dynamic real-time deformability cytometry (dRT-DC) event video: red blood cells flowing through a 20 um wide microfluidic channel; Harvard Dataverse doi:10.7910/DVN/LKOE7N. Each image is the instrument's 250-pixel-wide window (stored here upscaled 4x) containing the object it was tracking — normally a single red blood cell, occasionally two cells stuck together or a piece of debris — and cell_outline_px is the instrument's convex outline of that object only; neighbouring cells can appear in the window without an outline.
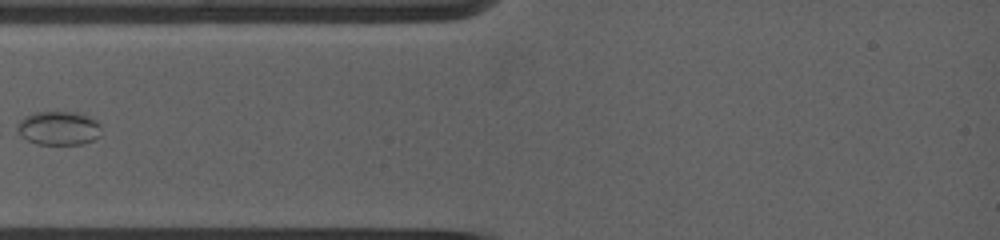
{"species": "common noctule bat (a hibernating species)", "species_latin": "Nyctalus noctula", "temperature_condition": "warm", "stored_images_in_passage": 35, "camera_frame_rate_fps": 5000, "um_per_image_px": 0.085, "animal": {"sex": "female", "body_mass_g": 19.0, "forearm_length_mm": 53.3}, "frame": {"image": 1, "passage_image": 1, "time_ms": 0.0, "image_size_px": [1000, 240], "cell_outline_px": [[100, 136], [92, 140], [80, 144], [36, 144], [20, 136], [20, 120], [36, 112], [68, 112], [92, 120], [100, 128]], "centroid_in_image_um": [4.95, 10.93], "position_along_channel_um": 80.0, "area_um2": 15.66}}
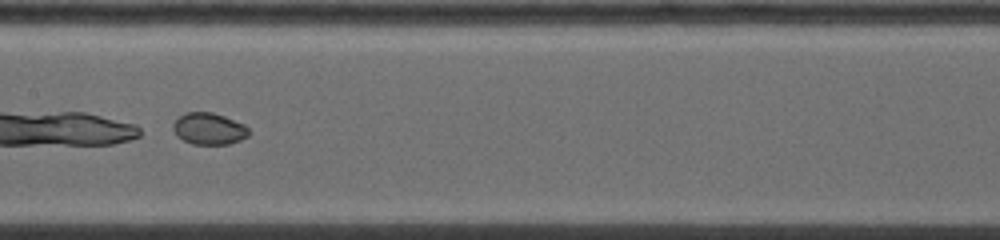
{"frame": {"image": 2, "passage_image": 20, "time_ms": 2.8, "image_size_px": [1000, 240], "cell_outline_px": [[248, 136], [240, 140], [228, 144], [192, 144], [176, 136], [176, 120], [180, 116], [188, 112], [212, 112], [224, 116], [244, 124], [248, 128]], "centroid_in_image_um": [17.81, 10.94], "position_along_channel_um": 189.6, "area_um2": 13.64}}